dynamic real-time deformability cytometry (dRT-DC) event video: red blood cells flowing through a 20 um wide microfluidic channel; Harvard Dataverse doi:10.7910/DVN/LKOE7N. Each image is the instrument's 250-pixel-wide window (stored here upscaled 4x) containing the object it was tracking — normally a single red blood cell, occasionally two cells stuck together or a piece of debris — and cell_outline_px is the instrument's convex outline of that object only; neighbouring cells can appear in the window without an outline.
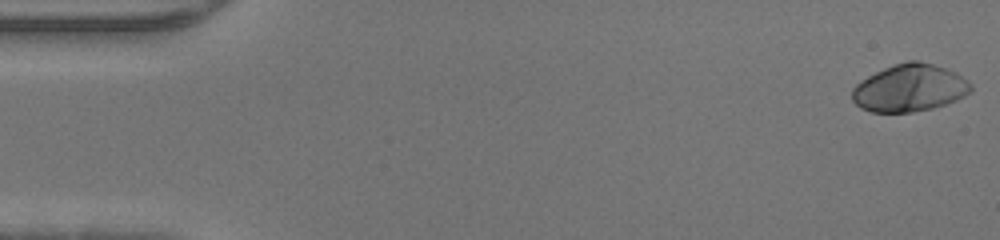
{"species": "human", "species_latin": "Homo sapiens", "temperature_condition": "warm", "stored_images_in_passage": 47, "camera_frame_rate_fps": 3000, "um_per_image_px": 0.085, "donor": {"sex": "male"}, "frame": {"image": 1, "passage_image": 1, "time_ms": 0.0, "image_size_px": [1000, 240], "cell_outline_px": [[972, 92], [956, 100], [932, 108], [912, 112], [872, 112], [860, 108], [852, 100], [852, 88], [860, 80], [884, 68], [908, 60], [916, 60], [932, 64], [944, 68], [968, 80], [972, 84]], "centroid_in_image_um": [77.3, 7.49], "position_along_channel_um": 7.7, "area_um2": 32.6}}
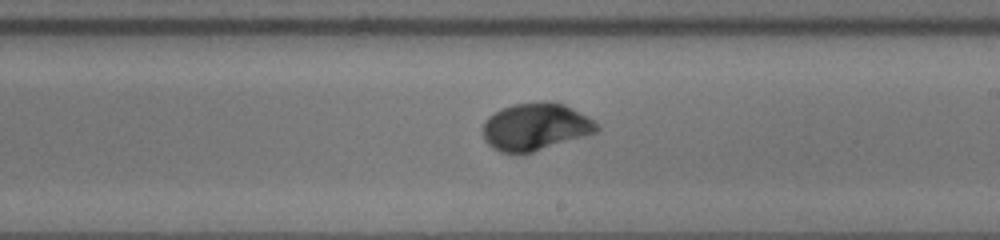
{"frame": {"image": 2, "passage_image": 27, "time_ms": 8.667, "image_size_px": [1000, 240], "cell_outline_px": [[600, 128], [596, 132], [584, 136], [532, 152], [500, 152], [492, 148], [484, 140], [484, 120], [488, 116], [500, 108], [512, 104], [544, 100], [548, 100], [564, 104], [572, 108], [592, 120]], "centroid_in_image_um": [45.48, 10.74], "position_along_channel_um": 243.5, "area_um2": 31.27}}
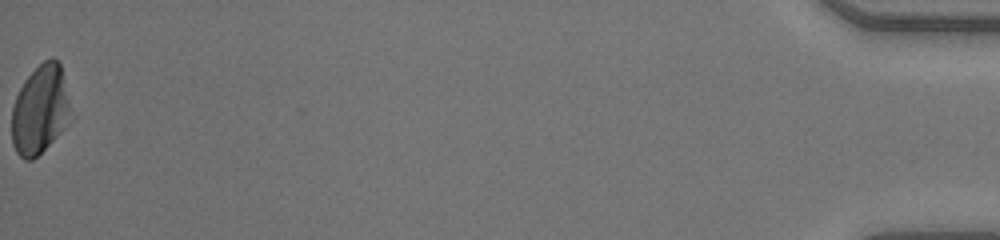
{"frame": {"image": 3, "passage_image": 47, "time_ms": 15.333, "image_size_px": [1000, 240], "cell_outline_px": [[72, 120], [32, 160], [24, 160], [16, 152], [12, 144], [12, 108], [16, 96], [24, 80], [44, 60], [52, 56], [60, 64]], "centroid_in_image_um": [3.39, 9.33], "position_along_channel_um": 431.8, "area_um2": 30.06}}